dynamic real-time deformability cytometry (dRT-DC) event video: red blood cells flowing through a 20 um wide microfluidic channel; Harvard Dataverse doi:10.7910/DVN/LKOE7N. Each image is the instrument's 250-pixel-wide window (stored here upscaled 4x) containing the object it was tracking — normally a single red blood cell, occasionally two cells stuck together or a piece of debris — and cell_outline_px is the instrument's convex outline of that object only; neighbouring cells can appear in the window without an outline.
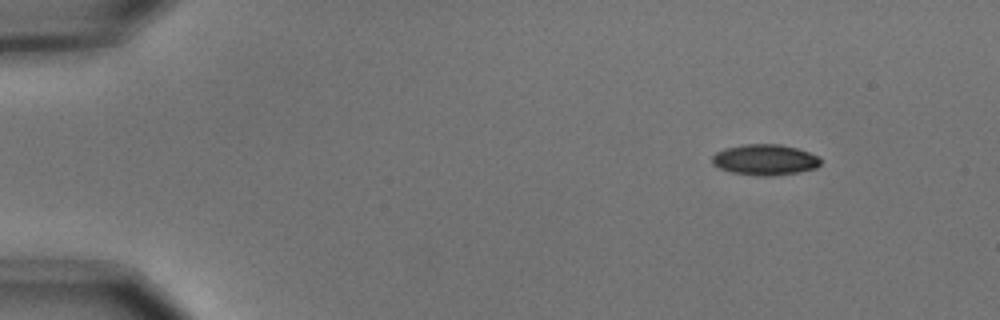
{"species": "common noctule bat (a hibernating species)", "species_latin": "Nyctalus noctula", "temperature_condition": "cold", "stored_images_in_passage": 5, "segment_of_instrument_passage": [1, 2], "camera_frame_rate_fps": 3000, "um_per_image_px": 0.085, "animal": {"sex": "male", "body_mass_g": 15.6}, "frame": {"image": 1, "passage_image": 1, "time_ms": 0.0, "image_size_px": [1000, 320], "cell_outline_px": [[820, 164], [816, 168], [796, 172], [772, 176], [756, 176], [732, 172], [720, 168], [712, 164], [712, 156], [716, 152], [724, 148], [744, 144], [780, 144], [796, 148], [820, 156]], "centroid_in_image_um": [65.0, 13.57], "position_along_channel_um": 20.0, "area_um2": 19.48}}
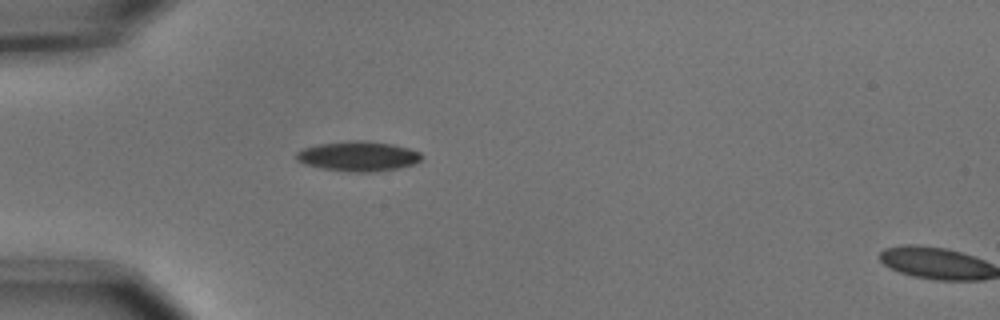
{"frame": {"image": 2, "passage_image": 4, "time_ms": 1.0, "image_size_px": [1000, 320], "cell_outline_px": [[424, 156], [420, 160], [412, 164], [400, 168], [372, 172], [356, 172], [320, 168], [304, 164], [296, 160], [296, 152], [304, 148], [316, 144], [348, 140], [364, 140], [392, 144], [408, 148], [420, 152]], "centroid_in_image_um": [30.43, 13.27], "position_along_channel_um": 54.6, "area_um2": 21.96}}